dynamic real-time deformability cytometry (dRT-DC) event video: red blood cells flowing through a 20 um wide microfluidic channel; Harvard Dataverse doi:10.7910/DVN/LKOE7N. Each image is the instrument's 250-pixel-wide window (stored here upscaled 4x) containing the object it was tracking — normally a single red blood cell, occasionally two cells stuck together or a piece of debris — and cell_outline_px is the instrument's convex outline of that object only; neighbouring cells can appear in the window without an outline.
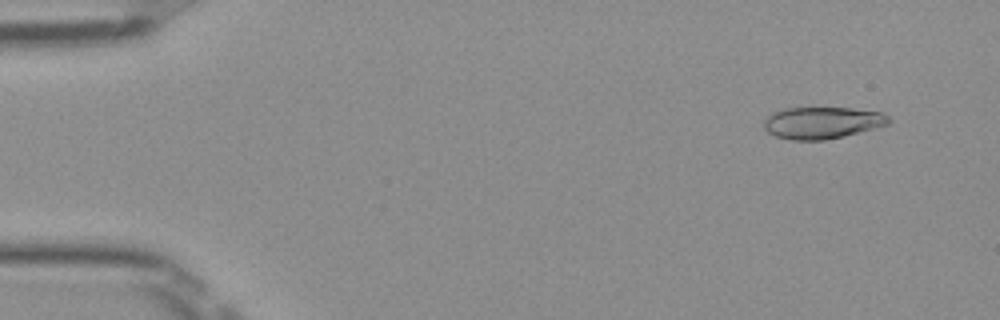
{"species": "Egyptian fruit bat (a non-hibernating species)", "species_latin": "Rousettus aegyptiacus", "temperature_condition": "room temperature", "stored_images_in_passage": 51, "camera_frame_rate_fps": 3000, "um_per_image_px": 0.085, "frame": {"image": 1, "passage_image": 4, "time_ms": 1.0, "image_size_px": [1000, 320], "cell_outline_px": [[892, 120], [888, 124], [844, 136], [824, 140], [792, 140], [776, 136], [768, 132], [764, 128], [764, 120], [772, 112], [784, 108], [852, 108], [884, 112]], "centroid_in_image_um": [69.89, 10.42], "position_along_channel_um": 15.1, "area_um2": 23.18}}
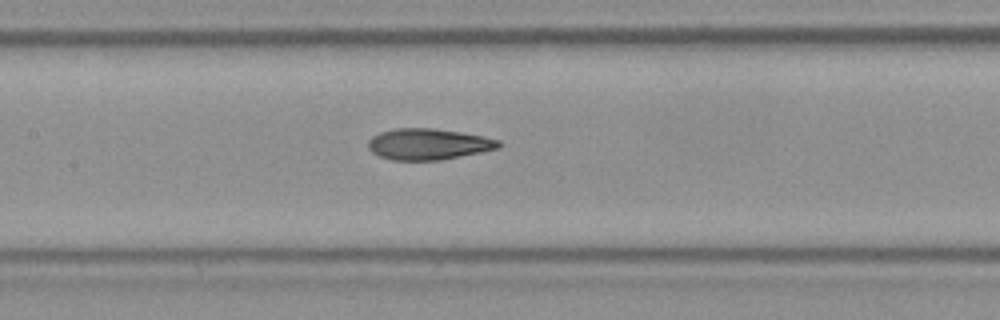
{"frame": {"image": 2, "passage_image": 24, "time_ms": 7.667, "image_size_px": [1000, 320], "cell_outline_px": [[504, 144], [500, 148], [440, 160], [392, 160], [380, 156], [372, 152], [368, 148], [368, 140], [372, 136], [380, 132], [396, 128], [432, 128], [460, 132], [484, 136], [500, 140]], "centroid_in_image_um": [36.43, 12.25], "position_along_channel_um": 171.0, "area_um2": 23.76}}
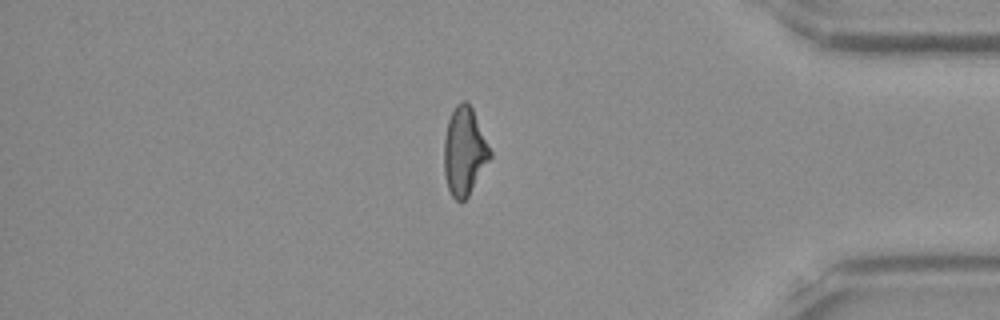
{"frame": {"image": 3, "passage_image": 43, "time_ms": 14.0, "image_size_px": [1000, 320], "cell_outline_px": [[492, 156], [468, 196], [464, 200], [456, 200], [452, 196], [448, 188], [444, 172], [444, 140], [448, 120], [456, 104], [460, 100], [464, 100], [472, 108], [492, 152]], "centroid_in_image_um": [39.47, 12.85], "position_along_channel_um": 395.7, "area_um2": 23.41}, "authors_computed_cell_mechanics": {"area_um2": 23.7558, "velocity_mm_per_s": 4.0037, "shape_relaxation_time_tau1_ms": 5.7314, "shape_relaxation_time_tau2_ms": 1.9451, "deformation_change_tau1": 0.196, "deformation_change_tau2": 0.0711}}